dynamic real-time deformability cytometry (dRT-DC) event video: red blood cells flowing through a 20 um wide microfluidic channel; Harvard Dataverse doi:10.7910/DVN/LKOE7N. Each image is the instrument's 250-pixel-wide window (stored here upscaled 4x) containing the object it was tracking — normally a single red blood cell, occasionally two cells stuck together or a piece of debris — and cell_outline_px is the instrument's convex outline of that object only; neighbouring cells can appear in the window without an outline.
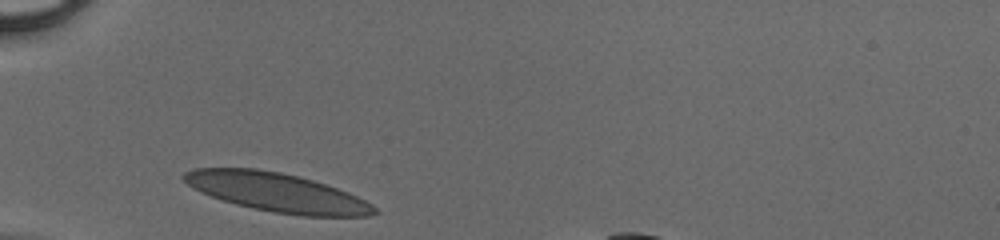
{"species": "human", "species_latin": "Homo sapiens", "temperature_condition": "cold", "stored_images_in_passage": 25, "camera_frame_rate_fps": 3000, "um_per_image_px": 0.085, "donor": {"sex": "male"}, "frame": {"image": 1, "passage_image": 1, "time_ms": 0.0, "image_size_px": [1000, 240], "cell_outline_px": [[380, 212], [368, 216], [300, 216], [272, 212], [252, 208], [236, 204], [200, 192], [188, 184], [180, 176], [184, 172], [196, 168], [256, 168], [280, 172], [312, 180], [348, 192], [372, 204]], "centroid_in_image_um": [23.53, 16.35], "position_along_channel_um": 61.5, "area_um2": 42.83}}
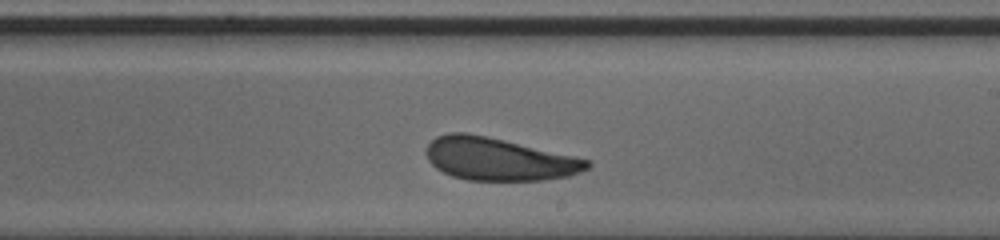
{"frame": {"image": 2, "passage_image": 15, "time_ms": 4.667, "image_size_px": [1000, 240], "cell_outline_px": [[592, 164], [588, 168], [580, 172], [568, 176], [544, 180], [468, 180], [452, 176], [436, 168], [428, 160], [424, 152], [428, 144], [436, 136], [448, 132], [464, 132], [504, 140], [572, 156], [588, 160]], "centroid_in_image_um": [42.34, 13.52], "position_along_channel_um": 246.7, "area_um2": 39.65}}
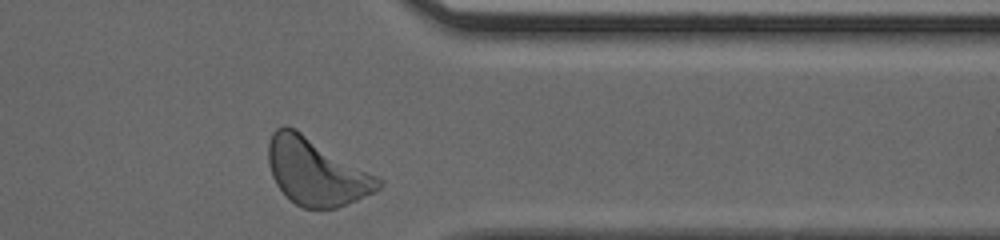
{"frame": {"image": 3, "passage_image": 25, "time_ms": 8.0, "image_size_px": [1000, 240], "cell_outline_px": [[384, 184], [376, 192], [336, 208], [304, 208], [296, 204], [276, 184], [272, 176], [268, 164], [268, 144], [272, 132], [276, 128], [284, 124], [288, 124], [296, 128], [384, 180]], "centroid_in_image_um": [26.87, 14.57], "position_along_channel_um": 384.5, "area_um2": 43.0}}